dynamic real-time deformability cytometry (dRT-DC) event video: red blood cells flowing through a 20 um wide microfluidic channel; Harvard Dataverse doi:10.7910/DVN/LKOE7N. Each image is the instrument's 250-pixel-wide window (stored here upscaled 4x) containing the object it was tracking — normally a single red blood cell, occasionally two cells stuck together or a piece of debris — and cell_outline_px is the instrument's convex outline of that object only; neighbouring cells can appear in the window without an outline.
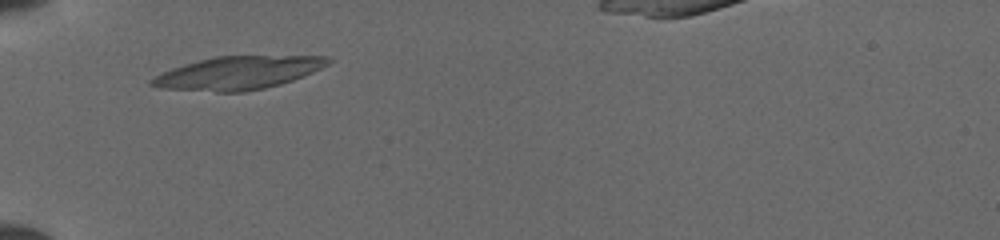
{"species": "common noctule bat (a hibernating species)", "species_latin": "Nyctalus noctula", "temperature_condition": "cold", "stored_images_in_passage": 7, "camera_frame_rate_fps": 3000, "um_per_image_px": 0.085, "animal": {"sex": "female", "body_mass_g": 19.5, "forearm_length_mm": 54.1}, "frame": {"image": 1, "passage_image": 2, "time_ms": 0.333, "image_size_px": [1000, 240], "cell_outline_px": [[332, 60], [328, 64], [312, 72], [292, 80], [280, 84], [264, 88], [244, 92], [216, 92], [168, 88], [148, 84], [156, 76], [164, 72], [200, 60], [216, 56], [324, 56]], "centroid_in_image_um": [20.3, 6.2], "position_along_channel_um": 64.7, "area_um2": 33.12}}